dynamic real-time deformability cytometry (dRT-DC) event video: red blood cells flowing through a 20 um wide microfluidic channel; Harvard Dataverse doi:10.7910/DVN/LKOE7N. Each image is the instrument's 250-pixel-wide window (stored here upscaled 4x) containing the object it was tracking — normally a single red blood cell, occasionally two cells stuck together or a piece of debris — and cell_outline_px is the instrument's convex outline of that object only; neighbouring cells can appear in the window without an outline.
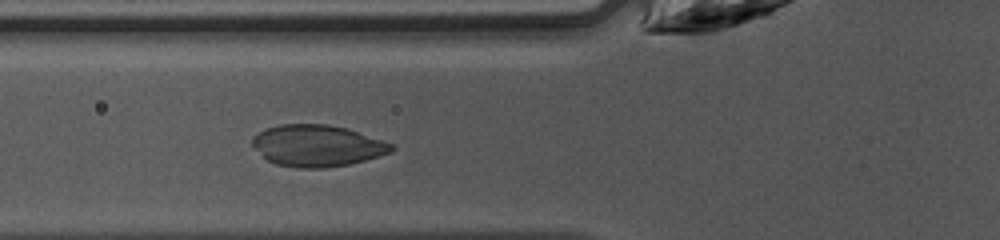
{"species": "common noctule bat (a hibernating species)", "species_latin": "Nyctalus noctula", "temperature_condition": "warm", "stored_images_in_passage": 27, "camera_frame_rate_fps": 3000, "um_per_image_px": 0.085, "animal": {"sex": "female", "body_mass_g": 10.0, "forearm_length_mm": 53.1}, "frame": {"image": 1, "passage_image": 4, "time_ms": 1.0, "image_size_px": [1000, 240], "cell_outline_px": [[396, 148], [392, 152], [364, 160], [348, 164], [324, 168], [296, 168], [276, 164], [268, 160], [252, 144], [252, 136], [268, 128], [280, 124], [328, 124], [348, 128], [392, 144]], "centroid_in_image_um": [26.97, 12.38], "position_along_channel_um": 98.8, "area_um2": 33.47}}
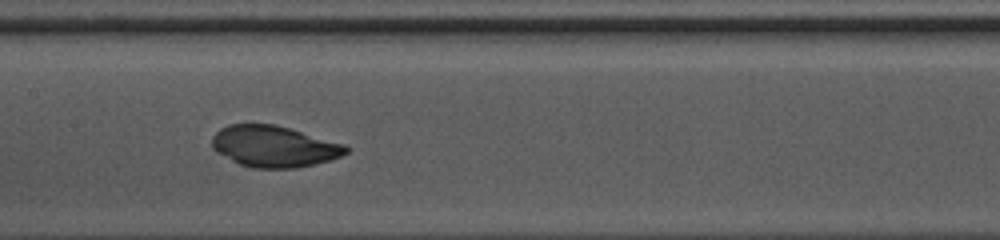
{"frame": {"image": 2, "passage_image": 10, "time_ms": 3.0, "image_size_px": [1000, 240], "cell_outline_px": [[352, 148], [348, 152], [340, 156], [328, 160], [296, 168], [252, 168], [240, 164], [216, 152], [212, 148], [212, 136], [220, 128], [228, 124], [276, 124], [344, 144]], "centroid_in_image_um": [23.27, 12.44], "position_along_channel_um": 184.1, "area_um2": 32.19}}
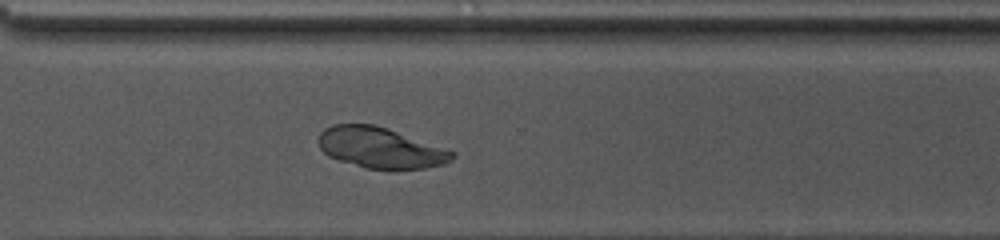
{"frame": {"image": 3, "passage_image": 21, "time_ms": 6.667, "image_size_px": [1000, 240], "cell_outline_px": [[456, 156], [452, 160], [444, 164], [428, 168], [368, 168], [340, 160], [328, 156], [320, 148], [320, 132], [324, 128], [332, 124], [376, 124], [388, 128], [456, 152]], "centroid_in_image_um": [32.36, 12.54], "position_along_channel_um": 338.2, "area_um2": 31.44}}